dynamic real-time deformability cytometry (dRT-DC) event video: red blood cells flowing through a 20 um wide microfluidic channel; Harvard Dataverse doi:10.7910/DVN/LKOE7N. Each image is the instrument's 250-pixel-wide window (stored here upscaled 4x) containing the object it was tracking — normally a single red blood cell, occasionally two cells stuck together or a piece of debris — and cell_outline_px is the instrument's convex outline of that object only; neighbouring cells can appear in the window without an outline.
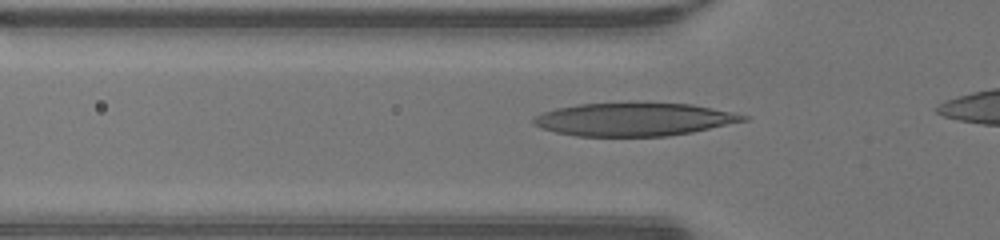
{"species": "human", "species_latin": "Homo sapiens", "temperature_condition": "warm", "stored_images_in_passage": 26, "camera_frame_rate_fps": 3000, "um_per_image_px": 0.085, "donor": {"sex": "male"}, "frame": {"image": 1, "passage_image": 3, "time_ms": 0.667, "image_size_px": [1000, 240], "cell_outline_px": [[748, 120], [692, 132], [668, 136], [576, 136], [556, 132], [540, 128], [532, 124], [532, 120], [540, 112], [556, 108], [580, 104], [692, 104], [732, 112], [748, 116]], "centroid_in_image_um": [53.85, 10.16], "position_along_channel_um": 72.0, "area_um2": 39.94}}
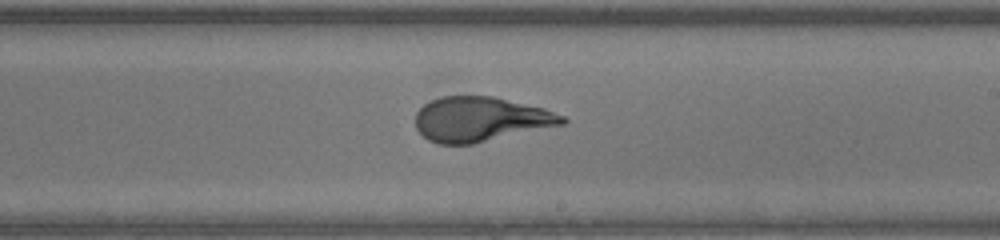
{"frame": {"image": 2, "passage_image": 15, "time_ms": 4.667, "image_size_px": [1000, 240], "cell_outline_px": [[568, 120], [564, 124], [472, 144], [436, 144], [428, 140], [416, 128], [416, 112], [424, 104], [440, 96], [492, 96], [544, 108], [564, 116]], "centroid_in_image_um": [40.83, 10.13], "position_along_channel_um": 248.2, "area_um2": 38.09}}
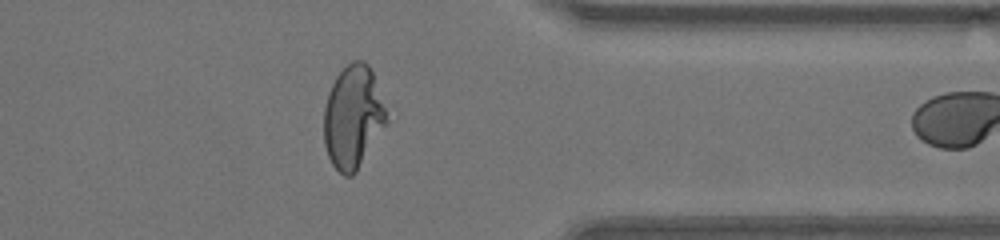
{"frame": {"image": 3, "passage_image": 25, "time_ms": 8.0, "image_size_px": [1000, 240], "cell_outline_px": [[388, 120], [356, 172], [352, 176], [344, 176], [332, 164], [328, 156], [324, 144], [324, 108], [328, 92], [336, 76], [352, 60], [364, 60], [368, 64], [372, 72]], "centroid_in_image_um": [29.97, 9.95], "position_along_channel_um": 381.4, "area_um2": 36.99}}